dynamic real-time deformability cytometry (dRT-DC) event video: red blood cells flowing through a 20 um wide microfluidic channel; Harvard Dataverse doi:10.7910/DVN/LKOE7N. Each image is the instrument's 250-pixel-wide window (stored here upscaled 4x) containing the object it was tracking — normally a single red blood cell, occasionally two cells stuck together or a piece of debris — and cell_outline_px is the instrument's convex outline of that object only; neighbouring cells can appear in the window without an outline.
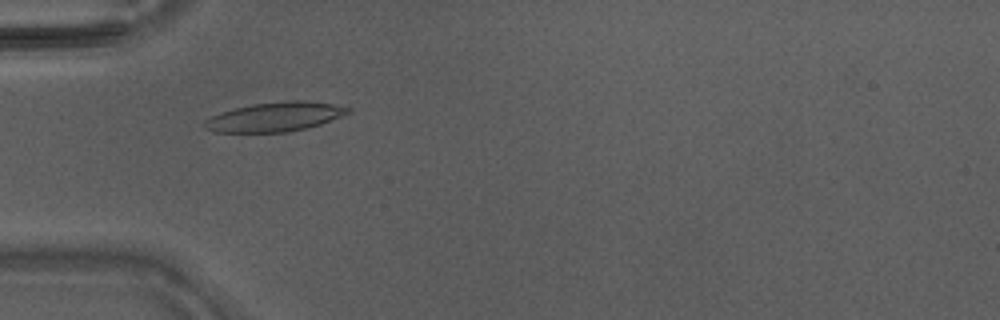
{"species": "Egyptian fruit bat (a non-hibernating species)", "species_latin": "Rousettus aegyptiacus", "temperature_condition": "warm", "stored_images_in_passage": 10, "camera_frame_rate_fps": 3000, "um_per_image_px": 0.085, "animal": {"sex": "male"}, "frame": {"image": 1, "passage_image": 3, "time_ms": 0.667, "image_size_px": [1000, 320], "cell_outline_px": [[352, 112], [320, 124], [304, 128], [284, 132], [212, 132], [204, 128], [204, 120], [220, 112], [252, 104], [296, 100], [304, 100], [332, 104], [352, 108]], "centroid_in_image_um": [23.36, 9.93], "position_along_channel_um": 61.6, "area_um2": 24.28}}
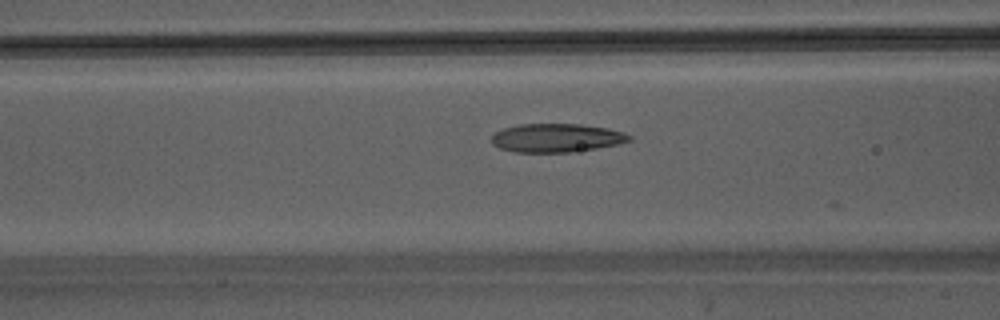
{"frame": {"image": 2, "passage_image": 7, "time_ms": 2.0, "image_size_px": [1000, 320], "cell_outline_px": [[632, 140], [616, 144], [596, 148], [572, 152], [516, 152], [500, 148], [492, 144], [492, 136], [496, 132], [504, 128], [520, 124], [580, 124], [608, 128], [632, 136]], "centroid_in_image_um": [47.29, 11.72], "position_along_channel_um": 119.3, "area_um2": 22.72}}
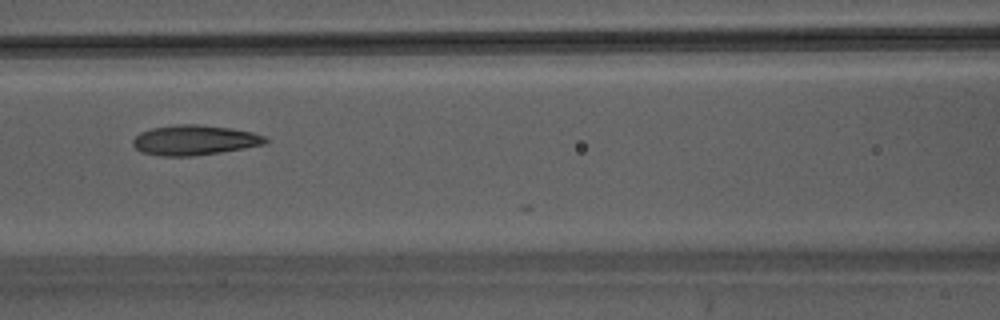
{"frame": {"image": 3, "passage_image": 9, "time_ms": 2.667, "image_size_px": [1000, 320], "cell_outline_px": [[268, 140], [264, 144], [244, 148], [220, 152], [192, 156], [160, 156], [144, 152], [136, 148], [132, 144], [132, 140], [140, 132], [152, 128], [176, 124], [196, 124], [232, 128], [252, 132], [264, 136]], "centroid_in_image_um": [16.52, 11.9], "position_along_channel_um": 150.1, "area_um2": 23.06}}